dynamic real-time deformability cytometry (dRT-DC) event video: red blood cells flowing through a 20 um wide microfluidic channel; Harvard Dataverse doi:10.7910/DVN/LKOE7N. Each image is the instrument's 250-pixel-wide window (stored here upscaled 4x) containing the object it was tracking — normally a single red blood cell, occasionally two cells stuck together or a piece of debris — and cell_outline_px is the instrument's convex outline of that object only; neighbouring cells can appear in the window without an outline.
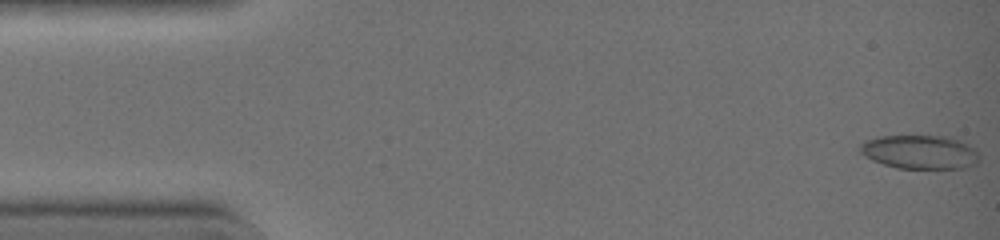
{"species": "common noctule bat (a hibernating species)", "species_latin": "Nyctalus noctula", "temperature_condition": "warm", "stored_images_in_passage": 19, "camera_frame_rate_fps": 3000, "um_per_image_px": 0.085, "animal": {"sex": "female", "body_mass_g": 19.0, "forearm_length_mm": 51.5}, "frame": {"image": 1, "passage_image": 1, "time_ms": 0.0, "image_size_px": [1000, 240], "cell_outline_px": [[980, 160], [976, 164], [964, 168], [896, 168], [872, 160], [864, 156], [860, 152], [860, 144], [868, 140], [880, 136], [936, 136], [956, 140], [972, 148], [980, 156]], "centroid_in_image_um": [78.15, 12.94], "position_along_channel_um": 6.8, "area_um2": 23.06}}
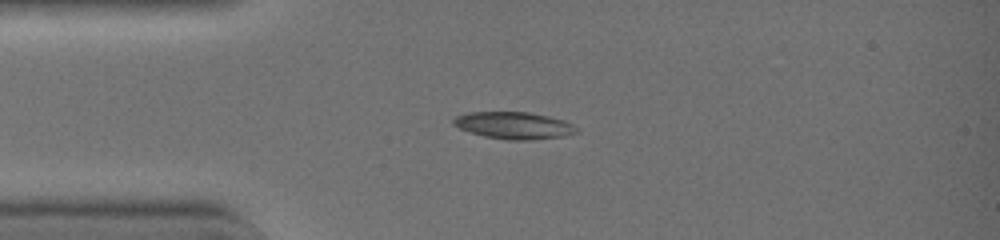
{"frame": {"image": 2, "passage_image": 11, "time_ms": 3.333, "image_size_px": [1000, 240], "cell_outline_px": [[580, 132], [564, 136], [532, 140], [508, 140], [484, 136], [460, 128], [452, 124], [452, 120], [456, 116], [472, 112], [528, 112], [548, 116], [564, 120], [572, 124]], "centroid_in_image_um": [43.71, 10.66], "position_along_channel_um": 41.3, "area_um2": 19.31}}
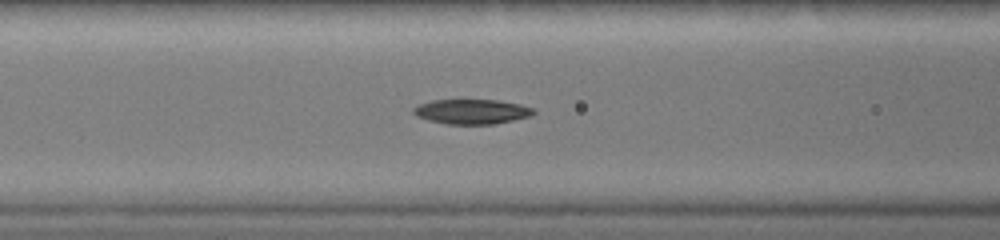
{"frame": {"image": 3, "passage_image": 18, "time_ms": 5.667, "image_size_px": [1000, 240], "cell_outline_px": [[536, 112], [528, 116], [496, 124], [444, 124], [428, 120], [416, 116], [412, 112], [412, 108], [420, 104], [432, 100], [496, 100], [520, 104], [532, 108]], "centroid_in_image_um": [40.05, 9.49], "position_along_channel_um": 126.5, "area_um2": 17.28}}